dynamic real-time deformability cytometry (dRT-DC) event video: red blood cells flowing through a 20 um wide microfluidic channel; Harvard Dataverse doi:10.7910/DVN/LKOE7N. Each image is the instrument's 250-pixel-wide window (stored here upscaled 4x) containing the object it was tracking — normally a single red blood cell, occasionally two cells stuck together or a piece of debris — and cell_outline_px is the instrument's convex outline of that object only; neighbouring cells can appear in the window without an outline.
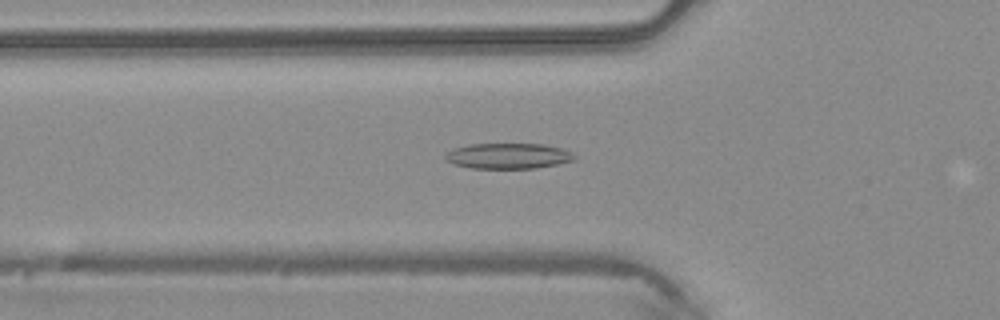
{"species": "common noctule bat (a hibernating species)", "species_latin": "Nyctalus noctula", "temperature_condition": "warm", "stored_images_in_passage": 48, "camera_frame_rate_fps": 3000, "um_per_image_px": 0.085, "animal": {"sex": "male", "body_mass_g": 20.4}, "frame": {"image": 1, "passage_image": 17, "time_ms": 5.333, "image_size_px": [1000, 320], "cell_outline_px": [[576, 156], [572, 160], [556, 164], [536, 168], [472, 168], [456, 164], [444, 160], [444, 156], [452, 148], [468, 144], [544, 144], [560, 148], [572, 152]], "centroid_in_image_um": [43.16, 13.25], "position_along_channel_um": 82.6, "area_um2": 19.13}}
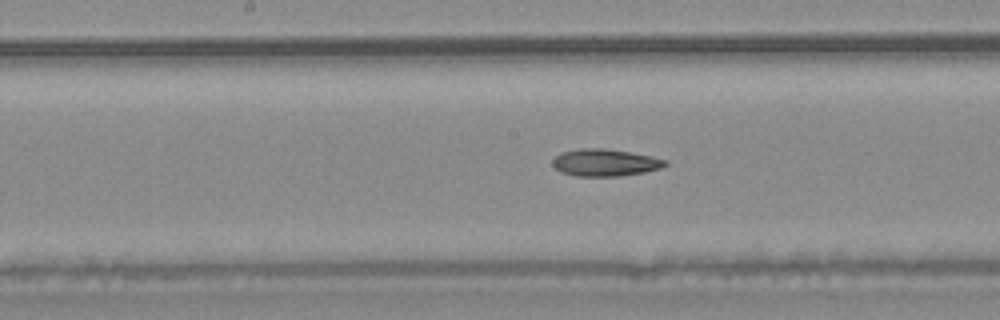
{"frame": {"image": 2, "passage_image": 25, "time_ms": 8.0, "image_size_px": [1000, 320], "cell_outline_px": [[668, 164], [660, 168], [644, 172], [620, 176], [576, 176], [560, 172], [552, 164], [552, 160], [560, 152], [580, 148], [600, 148], [628, 152], [652, 156], [668, 160]], "centroid_in_image_um": [51.41, 13.82], "position_along_channel_um": 196.8, "area_um2": 17.8}}
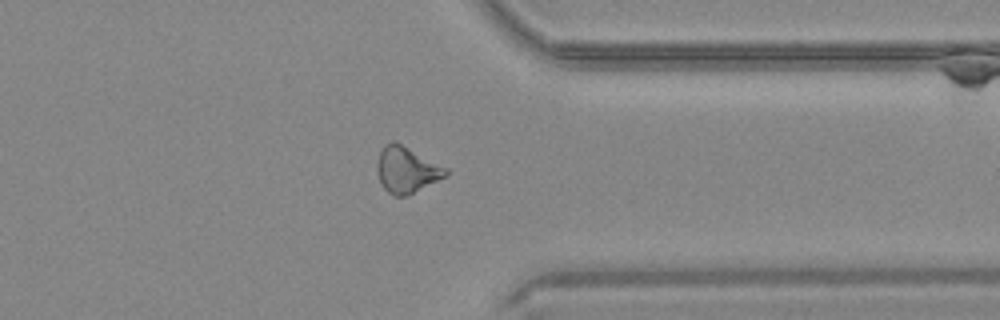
{"frame": {"image": 3, "passage_image": 38, "time_ms": 12.333, "image_size_px": [1000, 320], "cell_outline_px": [[448, 172], [444, 176], [408, 196], [392, 196], [384, 188], [376, 172], [376, 164], [380, 152], [392, 140], [448, 168]], "centroid_in_image_um": [34.53, 14.46], "position_along_channel_um": 376.9, "area_um2": 18.03}, "authors_computed_cell_mechanics": {"area_um2": 18.9006, "velocity_mm_per_s": 4.2458, "shape_relaxation_time_tau1_ms": null, "shape_relaxation_time_tau2_ms": 6.781, "deformation_change_tau1": null, "deformation_change_tau2": 0.1777}}